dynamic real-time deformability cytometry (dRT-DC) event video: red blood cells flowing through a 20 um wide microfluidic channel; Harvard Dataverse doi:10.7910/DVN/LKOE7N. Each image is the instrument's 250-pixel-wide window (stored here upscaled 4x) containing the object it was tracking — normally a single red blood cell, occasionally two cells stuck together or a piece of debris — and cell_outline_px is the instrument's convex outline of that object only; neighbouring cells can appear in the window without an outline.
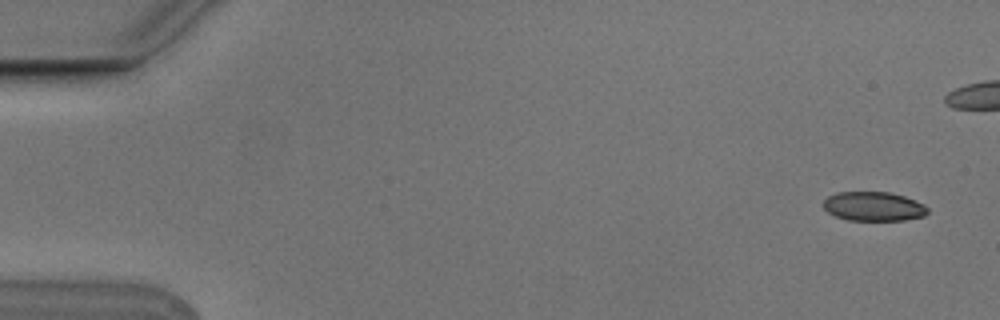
{"species": "Egyptian fruit bat (a non-hibernating species)", "species_latin": "Rousettus aegyptiacus", "temperature_condition": "cold", "stored_images_in_passage": 6, "camera_frame_rate_fps": 3000, "um_per_image_px": 0.085, "animal": {"sex": "male"}, "frame": {"image": 1, "passage_image": 1, "time_ms": 0.0, "image_size_px": [1000, 320], "cell_outline_px": [[928, 212], [924, 216], [904, 220], [848, 220], [836, 216], [828, 212], [824, 208], [824, 200], [828, 196], [836, 192], [888, 192], [904, 196], [924, 204], [928, 208]], "centroid_in_image_um": [74.26, 17.54], "position_along_channel_um": 10.7, "area_um2": 17.69}}